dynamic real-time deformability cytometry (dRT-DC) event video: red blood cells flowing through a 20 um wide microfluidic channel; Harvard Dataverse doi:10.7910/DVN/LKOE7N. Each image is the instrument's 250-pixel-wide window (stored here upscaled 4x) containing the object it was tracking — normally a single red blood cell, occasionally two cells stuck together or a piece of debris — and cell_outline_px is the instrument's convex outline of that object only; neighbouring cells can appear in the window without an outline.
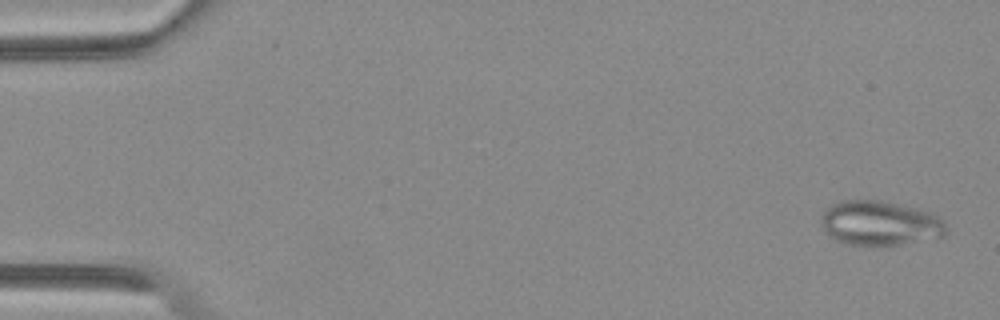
{"species": "Egyptian fruit bat (a non-hibernating species)", "species_latin": "Rousettus aegyptiacus", "temperature_condition": "warm", "stored_images_in_passage": 10, "camera_frame_rate_fps": 3000, "um_per_image_px": 0.085, "animal": {"sex": "female"}, "frame": {"image": 1, "passage_image": 2, "time_ms": 0.333, "image_size_px": [1000, 320], "cell_outline_px": [[944, 236], [900, 244], [844, 244], [828, 236], [824, 232], [824, 208], [840, 200], [880, 200], [928, 212], [936, 216], [944, 224]], "centroid_in_image_um": [74.72, 18.96], "position_along_channel_um": 10.3, "area_um2": 31.62}}